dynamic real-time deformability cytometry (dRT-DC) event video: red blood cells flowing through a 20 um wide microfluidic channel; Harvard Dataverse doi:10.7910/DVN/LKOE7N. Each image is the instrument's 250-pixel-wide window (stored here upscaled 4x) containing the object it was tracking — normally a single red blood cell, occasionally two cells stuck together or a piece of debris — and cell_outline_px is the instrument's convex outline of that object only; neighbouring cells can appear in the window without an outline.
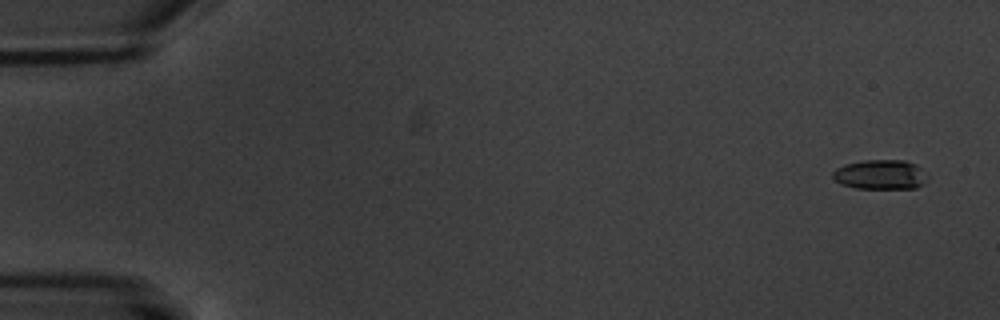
{"species": "common noctule bat (a hibernating species)", "species_latin": "Nyctalus noctula", "temperature_condition": "warm", "stored_images_in_passage": 5, "segment_of_instrument_passage": [2, 2], "camera_frame_rate_fps": 3000, "um_per_image_px": 0.085, "animal": {"sex": "male", "body_mass_g": 20.1, "forearm_length_mm": 53.5}, "frame": {"image": 1, "passage_image": 5, "time_ms": 5.667, "image_size_px": [1000, 320], "cell_outline_px": [[928, 180], [924, 184], [916, 188], [856, 188], [840, 184], [832, 176], [832, 172], [836, 168], [844, 164], [864, 160], [904, 160], [916, 164], [928, 176]], "centroid_in_image_um": [74.84, 14.84], "position_along_channel_um": 10.2, "area_um2": 16.47}}